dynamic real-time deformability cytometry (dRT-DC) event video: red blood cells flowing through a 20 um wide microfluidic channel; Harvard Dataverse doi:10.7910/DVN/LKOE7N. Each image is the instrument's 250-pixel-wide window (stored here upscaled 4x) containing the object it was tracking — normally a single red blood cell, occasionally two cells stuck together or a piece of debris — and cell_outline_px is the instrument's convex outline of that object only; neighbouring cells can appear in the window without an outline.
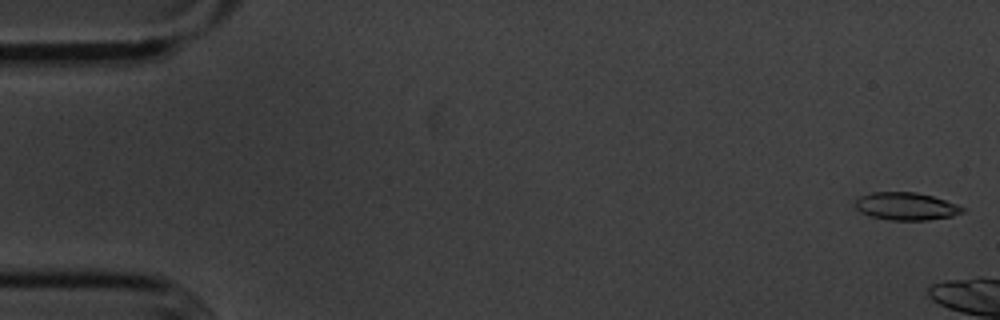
{"species": "common noctule bat (a hibernating species)", "species_latin": "Nyctalus noctula", "temperature_condition": "cold", "stored_images_in_passage": 5, "camera_frame_rate_fps": 3000, "um_per_image_px": 0.085, "animal": {"sex": "male", "body_mass_g": 20.1, "forearm_length_mm": 53.5}, "frame": {"image": 1, "passage_image": 1, "time_ms": 0.0, "image_size_px": [1000, 320], "cell_outline_px": [[964, 212], [952, 216], [928, 220], [888, 220], [868, 216], [860, 212], [856, 208], [856, 200], [860, 196], [872, 192], [916, 192], [932, 196], [956, 204], [964, 208]], "centroid_in_image_um": [76.99, 17.54], "position_along_channel_um": 8.0, "area_um2": 17.28}}